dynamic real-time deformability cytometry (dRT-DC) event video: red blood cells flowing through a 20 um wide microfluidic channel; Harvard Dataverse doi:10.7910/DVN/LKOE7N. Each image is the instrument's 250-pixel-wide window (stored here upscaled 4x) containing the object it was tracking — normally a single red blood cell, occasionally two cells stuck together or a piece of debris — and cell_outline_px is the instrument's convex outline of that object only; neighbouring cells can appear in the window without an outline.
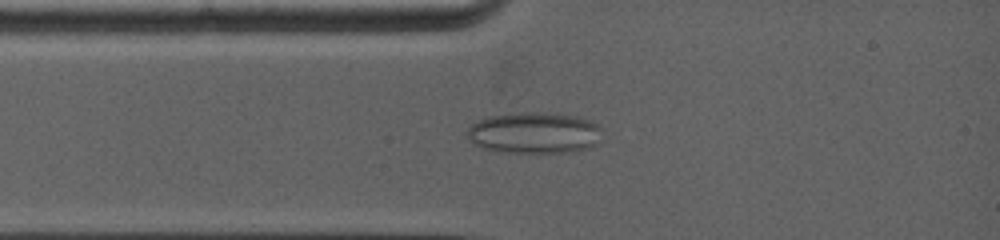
{"species": "common noctule bat (a hibernating species)", "species_latin": "Nyctalus noctula", "temperature_condition": "warm", "stored_images_in_passage": 13, "camera_frame_rate_fps": 5000, "um_per_image_px": 0.085, "animal": {"sex": "female", "body_mass_g": 19.0, "forearm_length_mm": 53.3}, "frame": {"image": 1, "passage_image": 6, "time_ms": 1.8, "image_size_px": [1000, 240], "cell_outline_px": [[600, 128], [596, 144], [588, 148], [568, 152], [504, 152], [484, 148], [472, 144], [468, 140], [464, 132], [472, 124], [480, 120], [492, 116], [524, 112], [540, 112], [576, 116], [588, 120], [596, 124]], "centroid_in_image_um": [45.35, 11.3], "position_along_channel_um": 39.7, "area_um2": 32.14}}
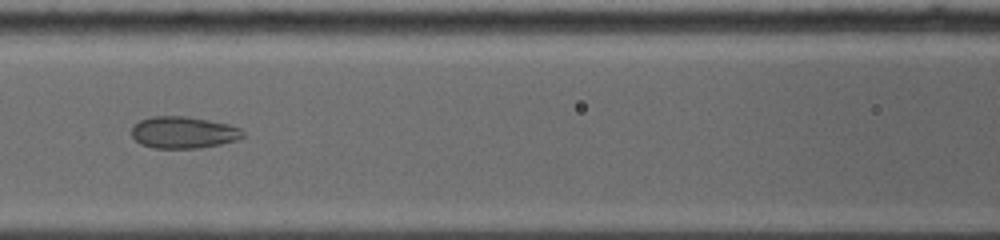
{"frame": {"image": 2, "passage_image": 11, "time_ms": 4.6, "image_size_px": [1000, 240], "cell_outline_px": [[244, 136], [236, 140], [220, 144], [200, 148], [152, 148], [140, 144], [132, 136], [132, 124], [140, 120], [152, 116], [188, 116], [228, 124], [240, 128], [244, 132]], "centroid_in_image_um": [15.57, 11.25], "position_along_channel_um": 151.0, "area_um2": 20.75}}
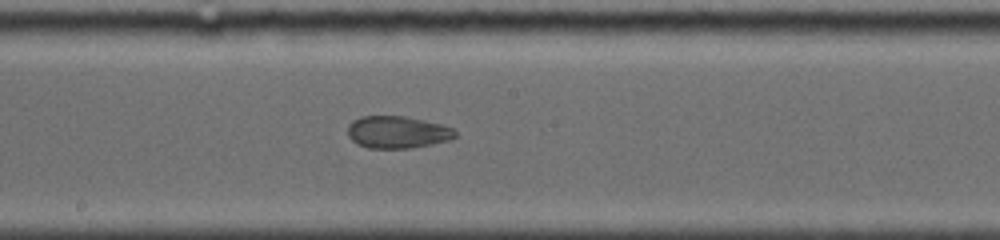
{"frame": {"image": 3, "passage_image": 13, "time_ms": 6.2, "image_size_px": [1000, 240], "cell_outline_px": [[456, 136], [448, 140], [432, 144], [412, 148], [368, 148], [356, 144], [348, 136], [348, 124], [352, 120], [360, 116], [404, 116], [424, 120], [440, 124], [452, 128], [456, 132]], "centroid_in_image_um": [33.74, 11.23], "position_along_channel_um": 214.5, "area_um2": 20.23}}